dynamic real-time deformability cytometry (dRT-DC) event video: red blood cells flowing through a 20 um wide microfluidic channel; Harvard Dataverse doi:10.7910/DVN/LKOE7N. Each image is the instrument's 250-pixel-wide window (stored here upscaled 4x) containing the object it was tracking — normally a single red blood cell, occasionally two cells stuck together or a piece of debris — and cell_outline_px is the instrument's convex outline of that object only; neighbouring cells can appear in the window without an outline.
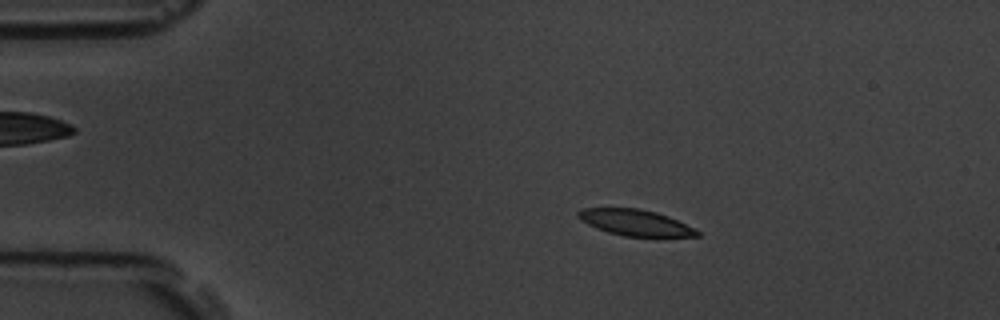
{"species": "common noctule bat (a hibernating species)", "species_latin": "Nyctalus noctula", "temperature_condition": "room temperature", "stored_images_in_passage": 7, "camera_frame_rate_fps": 3000, "um_per_image_px": 0.085, "animal": {"sex": "male", "body_mass_g": 19.5, "forearm_length_mm": 54.6}, "frame": {"image": 1, "passage_image": 2, "time_ms": 1.0, "image_size_px": [1000, 320], "cell_outline_px": [[700, 236], [624, 236], [608, 232], [596, 228], [580, 220], [576, 216], [576, 212], [580, 208], [640, 208], [656, 212], [668, 216], [696, 228], [700, 232]], "centroid_in_image_um": [53.98, 18.91], "position_along_channel_um": 31.0, "area_um2": 18.15}}
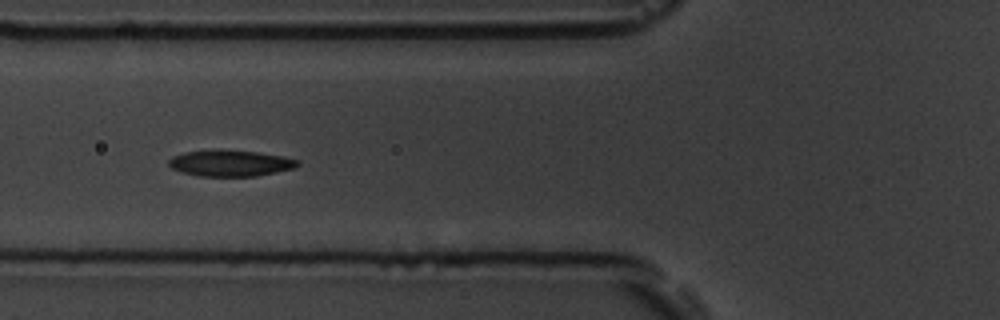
{"frame": {"image": 2, "passage_image": 5, "time_ms": 4.667, "image_size_px": [1000, 320], "cell_outline_px": [[300, 164], [296, 168], [256, 176], [200, 176], [184, 172], [172, 168], [168, 164], [168, 160], [172, 156], [184, 152], [212, 148], [216, 148], [256, 152], [284, 156], [300, 160]], "centroid_in_image_um": [19.59, 13.84], "position_along_channel_um": 106.2, "area_um2": 20.06}}
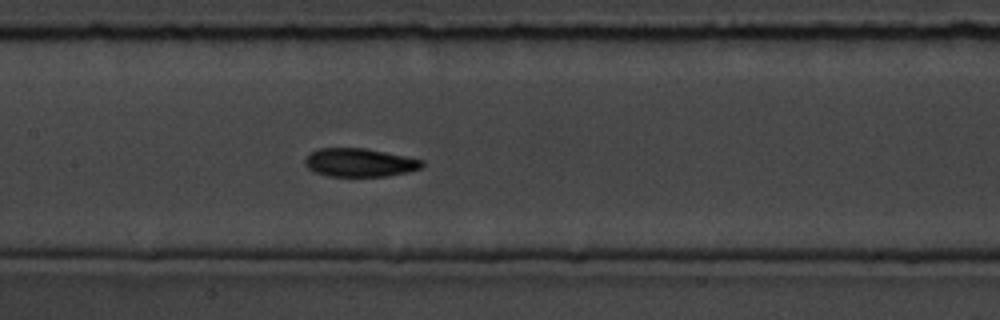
{"frame": {"image": 3, "passage_image": 7, "time_ms": 6.667, "image_size_px": [1000, 320], "cell_outline_px": [[424, 164], [420, 168], [408, 172], [388, 176], [328, 176], [312, 172], [304, 164], [304, 160], [308, 152], [316, 148], [364, 148], [424, 160]], "centroid_in_image_um": [30.5, 13.82], "position_along_channel_um": 176.9, "area_um2": 19.54}}